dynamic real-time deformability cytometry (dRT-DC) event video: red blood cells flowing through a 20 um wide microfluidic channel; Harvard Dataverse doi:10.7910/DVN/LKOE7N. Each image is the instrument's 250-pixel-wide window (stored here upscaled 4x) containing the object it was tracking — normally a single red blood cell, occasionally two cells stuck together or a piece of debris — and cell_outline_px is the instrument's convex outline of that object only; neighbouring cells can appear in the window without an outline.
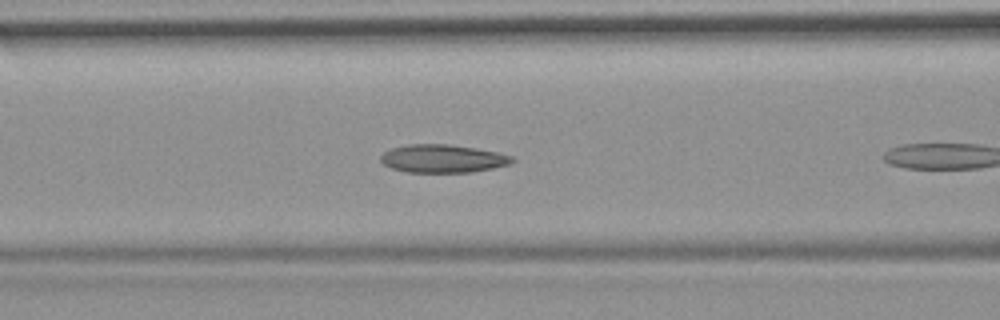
{"species": "common noctule bat (a hibernating species)", "species_latin": "Nyctalus noctula", "temperature_condition": "room temperature", "stored_images_in_passage": 9, "camera_frame_rate_fps": 3000, "um_per_image_px": 0.085, "animal": {"sex": "female", "body_mass_g": 19.9}, "frame": {"image": 1, "passage_image": 8, "time_ms": 2.333, "image_size_px": [1000, 320], "cell_outline_px": [[516, 160], [512, 164], [472, 172], [404, 172], [392, 168], [384, 164], [380, 160], [380, 156], [384, 152], [392, 148], [408, 144], [448, 144], [476, 148], [496, 152], [512, 156]], "centroid_in_image_um": [37.64, 13.48], "position_along_channel_um": 129.0, "area_um2": 21.56}}